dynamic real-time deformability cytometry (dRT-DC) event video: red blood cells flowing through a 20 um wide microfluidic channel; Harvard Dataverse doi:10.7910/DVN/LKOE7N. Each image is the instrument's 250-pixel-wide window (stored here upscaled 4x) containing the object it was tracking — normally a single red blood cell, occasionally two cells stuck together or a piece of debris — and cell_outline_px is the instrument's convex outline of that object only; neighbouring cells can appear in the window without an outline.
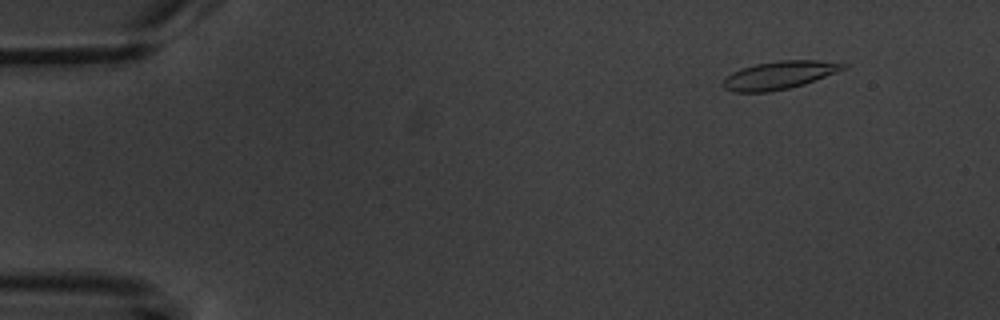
{"species": "common noctule bat (a hibernating species)", "species_latin": "Nyctalus noctula", "temperature_condition": "warm", "stored_images_in_passage": 5, "camera_frame_rate_fps": 3000, "um_per_image_px": 0.085, "animal": {"sex": "male", "body_mass_g": 20.1, "forearm_length_mm": 53.5}, "frame": {"image": 1, "passage_image": 2, "time_ms": 1.0, "image_size_px": [1000, 320], "cell_outline_px": [[848, 68], [804, 84], [788, 88], [768, 92], [736, 92], [724, 88], [720, 84], [732, 72], [756, 64], [780, 60], [816, 60], [848, 64]], "centroid_in_image_um": [66.26, 6.39], "position_along_channel_um": 18.7, "area_um2": 19.42}}
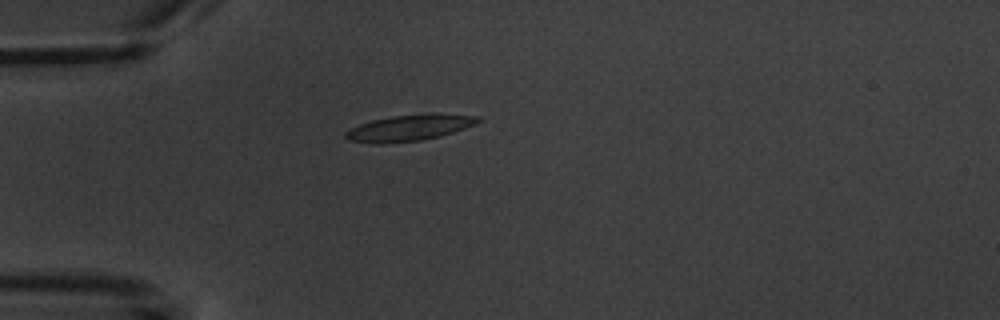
{"frame": {"image": 2, "passage_image": 5, "time_ms": 4.333, "image_size_px": [1000, 320], "cell_outline_px": [[484, 120], [476, 124], [440, 136], [420, 140], [380, 144], [376, 144], [348, 140], [344, 136], [344, 132], [360, 124], [372, 120], [392, 116], [432, 112], [480, 116]], "centroid_in_image_um": [34.84, 10.84], "position_along_channel_um": 50.2, "area_um2": 20.4}}